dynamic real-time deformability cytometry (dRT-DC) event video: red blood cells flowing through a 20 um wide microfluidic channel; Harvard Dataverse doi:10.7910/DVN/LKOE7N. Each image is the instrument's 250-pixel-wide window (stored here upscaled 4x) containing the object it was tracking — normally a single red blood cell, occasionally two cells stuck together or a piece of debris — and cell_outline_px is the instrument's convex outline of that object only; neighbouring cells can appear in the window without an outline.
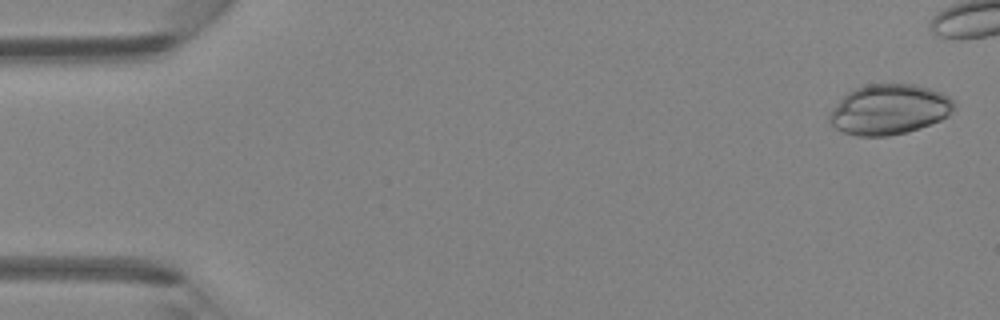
{"species": "Egyptian fruit bat (a non-hibernating species)", "species_latin": "Rousettus aegyptiacus", "temperature_condition": "room temperature", "stored_images_in_passage": 39, "camera_frame_rate_fps": 3000, "um_per_image_px": 0.085, "animal": {"sex": "female"}, "frame": {"image": 1, "passage_image": 2, "time_ms": 0.333, "image_size_px": [1000, 320], "cell_outline_px": [[956, 104], [948, 116], [940, 120], [920, 128], [908, 132], [888, 136], [856, 136], [844, 132], [836, 128], [828, 120], [828, 116], [832, 108], [848, 92], [856, 88], [868, 84], [912, 84], [928, 88], [940, 92], [948, 96]], "centroid_in_image_um": [75.57, 9.31], "position_along_channel_um": 9.4, "area_um2": 36.36}}
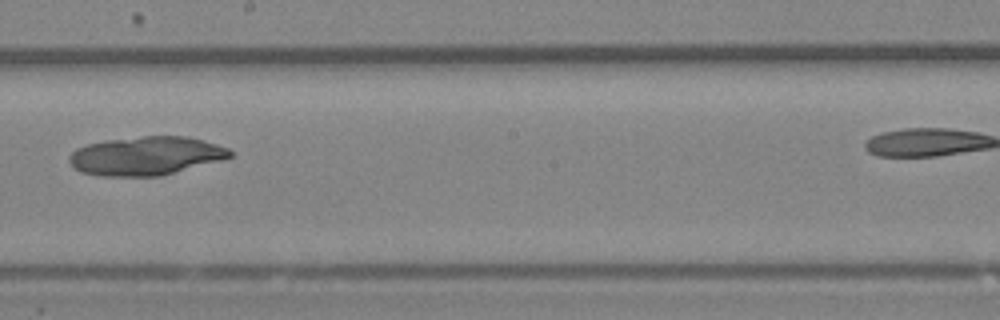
{"frame": {"image": 2, "passage_image": 27, "time_ms": 8.667, "image_size_px": [1000, 320], "cell_outline_px": [[232, 156], [224, 160], [160, 176], [100, 176], [80, 172], [68, 160], [68, 156], [76, 148], [88, 144], [108, 140], [144, 136], [188, 136], [204, 140], [228, 148], [232, 152]], "centroid_in_image_um": [12.43, 13.25], "position_along_channel_um": 235.8, "area_um2": 36.3}}
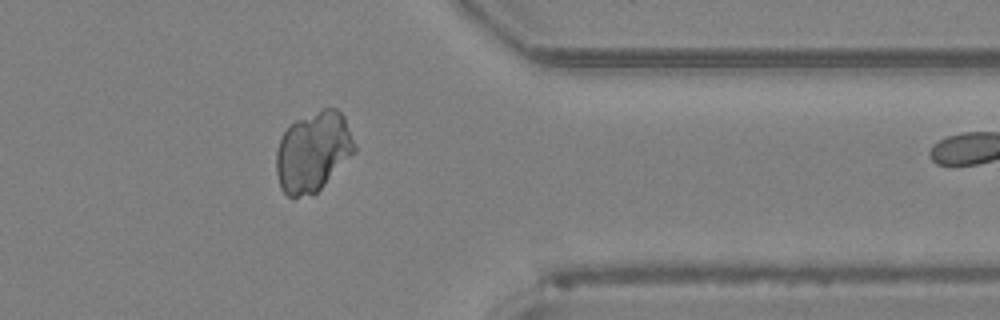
{"frame": {"image": 3, "passage_image": 38, "time_ms": 12.333, "image_size_px": [1000, 320], "cell_outline_px": [[356, 152], [312, 196], [288, 196], [280, 188], [276, 172], [276, 152], [280, 136], [296, 120], [324, 108], [336, 108], [344, 116], [356, 144]], "centroid_in_image_um": [26.62, 12.9], "position_along_channel_um": 384.8, "area_um2": 36.47}}